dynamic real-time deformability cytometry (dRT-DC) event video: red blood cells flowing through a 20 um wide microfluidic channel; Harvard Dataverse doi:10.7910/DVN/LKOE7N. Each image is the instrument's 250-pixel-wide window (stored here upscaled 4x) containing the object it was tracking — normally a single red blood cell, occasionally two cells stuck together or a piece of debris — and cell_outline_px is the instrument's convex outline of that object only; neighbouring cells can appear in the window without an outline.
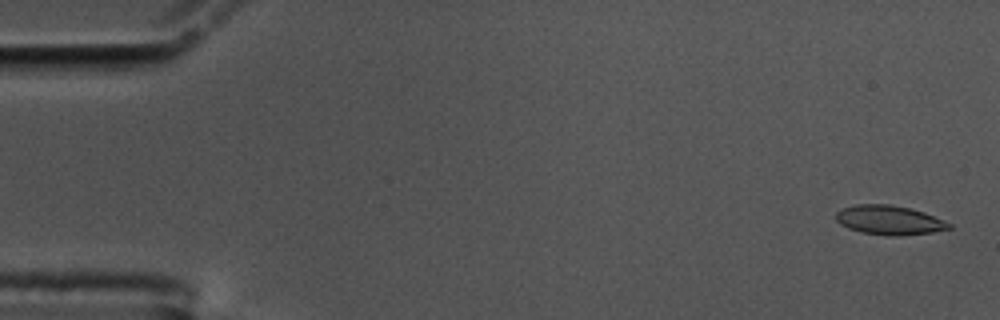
{"species": "common noctule bat (a hibernating species)", "species_latin": "Nyctalus noctula", "temperature_condition": "cold", "stored_images_in_passage": 17, "camera_frame_rate_fps": 3000, "um_per_image_px": 0.085, "animal": {"sex": "male", "body_mass_g": 17.5, "forearm_length_mm": 52.3}, "frame": {"image": 1, "passage_image": 2, "time_ms": 0.333, "image_size_px": [1000, 320], "cell_outline_px": [[952, 228], [932, 232], [900, 236], [888, 236], [860, 232], [848, 228], [840, 224], [836, 220], [836, 212], [840, 208], [856, 204], [888, 204], [908, 208], [924, 212], [952, 224]], "centroid_in_image_um": [75.55, 18.71], "position_along_channel_um": 9.4, "area_um2": 19.36}}